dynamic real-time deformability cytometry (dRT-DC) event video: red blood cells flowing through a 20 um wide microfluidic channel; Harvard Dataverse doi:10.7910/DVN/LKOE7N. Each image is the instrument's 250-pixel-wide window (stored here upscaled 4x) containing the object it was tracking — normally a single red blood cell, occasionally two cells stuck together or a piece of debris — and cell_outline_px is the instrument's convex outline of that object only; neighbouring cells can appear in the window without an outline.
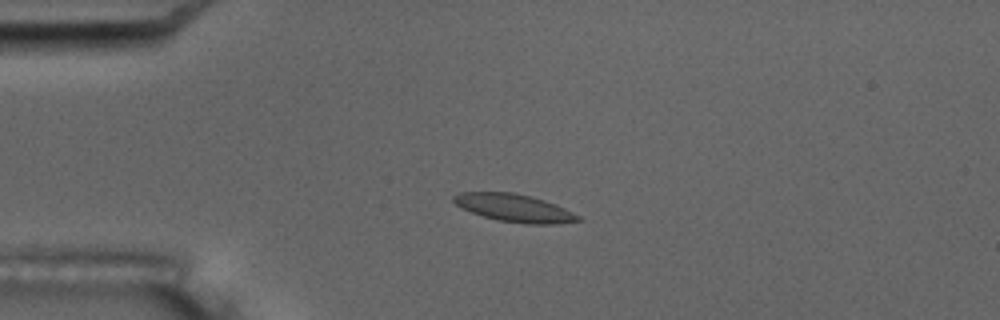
{"species": "common noctule bat (a hibernating species)", "species_latin": "Nyctalus noctula", "temperature_condition": "room temperature", "stored_images_in_passage": 5, "camera_frame_rate_fps": 3000, "um_per_image_px": 0.085, "animal": {"sex": "male", "body_mass_g": 17.5, "forearm_length_mm": 52.3}, "frame": {"image": 1, "passage_image": 4, "time_ms": 4.333, "image_size_px": [1000, 320], "cell_outline_px": [[584, 220], [556, 224], [524, 224], [496, 220], [460, 208], [452, 200], [452, 196], [460, 192], [512, 192], [544, 200], [564, 208], [580, 216]], "centroid_in_image_um": [43.7, 17.68], "position_along_channel_um": 41.3, "area_um2": 20.11}}